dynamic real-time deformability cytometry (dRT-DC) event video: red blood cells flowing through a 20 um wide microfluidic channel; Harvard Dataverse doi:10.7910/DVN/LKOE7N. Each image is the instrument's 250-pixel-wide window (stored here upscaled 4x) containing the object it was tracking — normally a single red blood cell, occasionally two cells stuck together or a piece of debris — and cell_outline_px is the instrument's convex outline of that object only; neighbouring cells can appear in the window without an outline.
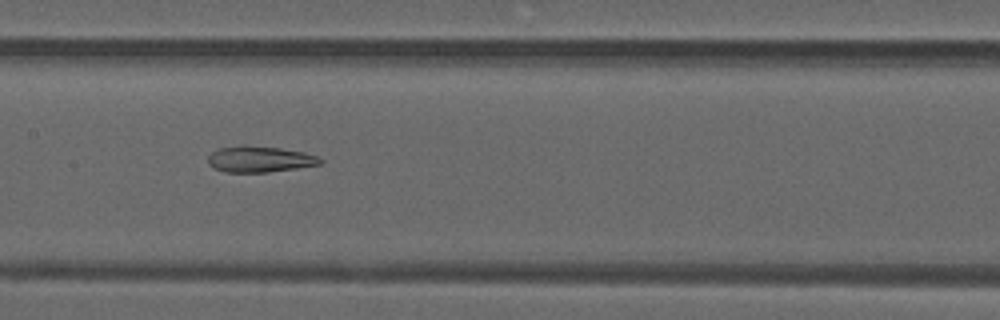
{"species": "common noctule bat (a hibernating species)", "species_latin": "Nyctalus noctula", "temperature_condition": "warm", "stored_images_in_passage": 45, "camera_frame_rate_fps": 3000, "um_per_image_px": 0.085, "animal": {"sex": "male", "forearm_length_mm": 52.5}, "frame": {"image": 1, "passage_image": 25, "time_ms": 8.0, "image_size_px": [1000, 320], "cell_outline_px": [[324, 160], [320, 164], [296, 168], [268, 172], [224, 172], [212, 168], [208, 164], [208, 156], [212, 152], [220, 148], [244, 144], [280, 148], [304, 152], [316, 156]], "centroid_in_image_um": [22.03, 13.52], "position_along_channel_um": 185.4, "area_um2": 17.17}}
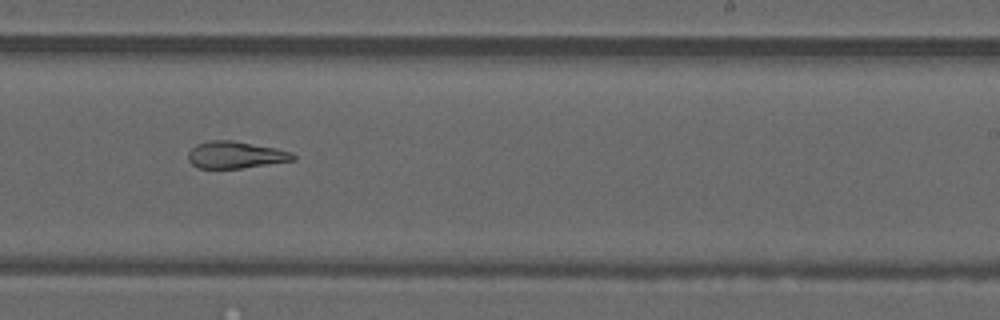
{"frame": {"image": 2, "passage_image": 31, "time_ms": 10.0, "image_size_px": [1000, 320], "cell_outline_px": [[296, 160], [240, 168], [196, 168], [188, 160], [188, 152], [196, 144], [212, 140], [232, 140], [276, 148], [292, 152], [296, 156]], "centroid_in_image_um": [20.02, 13.16], "position_along_channel_um": 269.0, "area_um2": 16.47}}
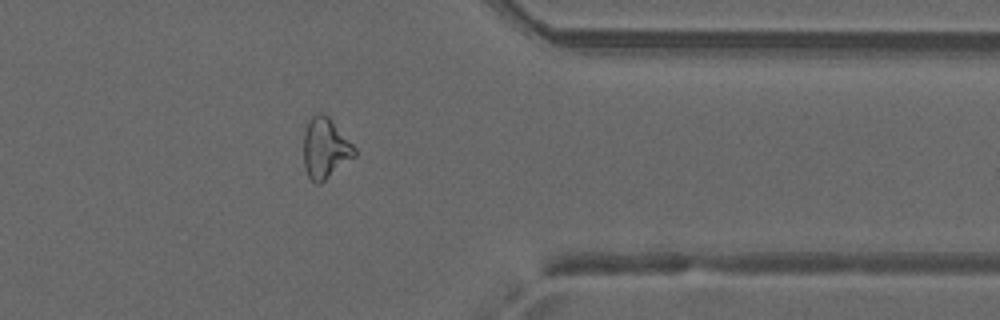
{"frame": {"image": 3, "passage_image": 40, "time_ms": 13.0, "image_size_px": [1000, 320], "cell_outline_px": [[356, 156], [320, 184], [316, 184], [308, 176], [304, 168], [304, 132], [308, 120], [316, 112], [324, 112], [328, 116], [356, 148]], "centroid_in_image_um": [27.64, 12.59], "position_along_channel_um": 383.8, "area_um2": 18.09}, "authors_computed_cell_mechanics": {"area_um2": 19.074, "velocity_mm_per_s": 4.2024, "shape_relaxation_time_tau1_ms": null, "shape_relaxation_time_tau2_ms": 2.6872, "deformation_change_tau1": null, "deformation_change_tau2": 0.1158}}